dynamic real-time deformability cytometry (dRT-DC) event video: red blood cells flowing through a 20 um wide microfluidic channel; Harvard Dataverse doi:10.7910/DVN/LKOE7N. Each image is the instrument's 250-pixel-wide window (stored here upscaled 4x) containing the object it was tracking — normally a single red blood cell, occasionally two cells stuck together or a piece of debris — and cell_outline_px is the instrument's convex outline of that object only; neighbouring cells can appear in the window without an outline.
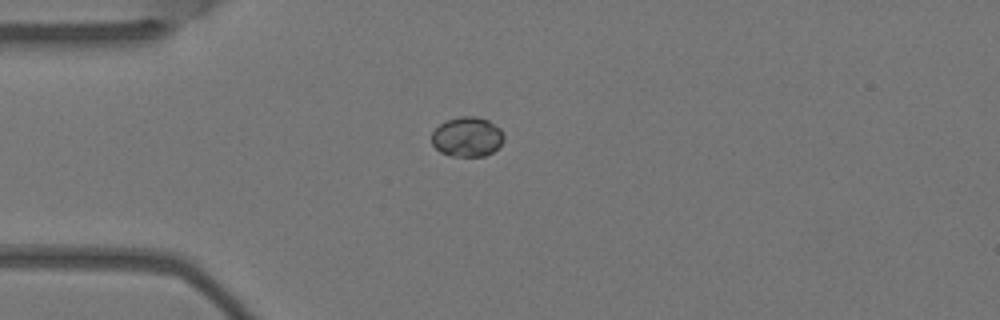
{"species": "Egyptian fruit bat (a non-hibernating species)", "species_latin": "Rousettus aegyptiacus", "temperature_condition": "warm", "stored_images_in_passage": 1, "camera_frame_rate_fps": 3000, "um_per_image_px": 0.085, "animal": {"sex": "female"}, "frame": {"image": 1, "passage_image": 1, "time_ms": 0.0, "image_size_px": [1000, 320], "cell_outline_px": [[504, 140], [492, 152], [484, 156], [452, 156], [440, 152], [432, 144], [432, 132], [440, 124], [448, 120], [460, 116], [476, 116], [488, 120], [500, 128], [504, 136]], "centroid_in_image_um": [39.71, 11.63], "position_along_channel_um": 45.3, "area_um2": 16.65}}